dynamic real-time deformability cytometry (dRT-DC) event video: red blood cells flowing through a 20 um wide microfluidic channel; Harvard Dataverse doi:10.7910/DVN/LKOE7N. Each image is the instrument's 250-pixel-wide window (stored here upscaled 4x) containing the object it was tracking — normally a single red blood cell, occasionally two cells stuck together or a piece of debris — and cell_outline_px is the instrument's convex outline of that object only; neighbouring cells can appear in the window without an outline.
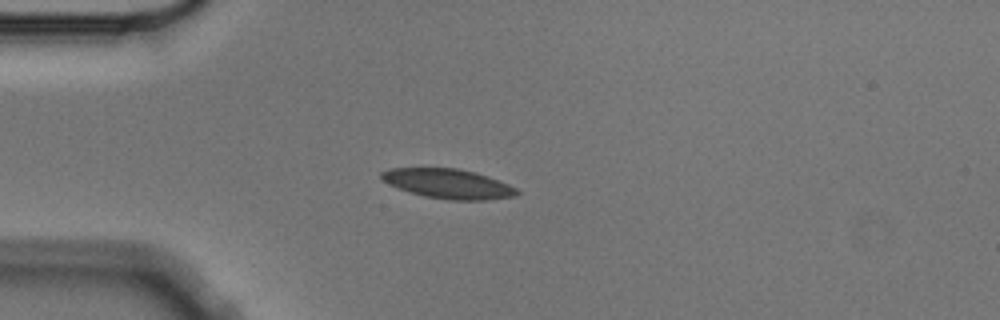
{"species": "Egyptian fruit bat (a non-hibernating species)", "species_latin": "Rousettus aegyptiacus", "temperature_condition": "cold", "stored_images_in_passage": 5, "camera_frame_rate_fps": 3000, "um_per_image_px": 0.085, "animal": {"sex": "male"}, "frame": {"image": 1, "passage_image": 3, "time_ms": 0.667, "image_size_px": [1000, 320], "cell_outline_px": [[520, 192], [516, 196], [484, 200], [452, 200], [424, 196], [388, 184], [380, 180], [380, 172], [388, 168], [460, 168], [476, 172], [488, 176], [508, 184], [516, 188]], "centroid_in_image_um": [38.09, 15.6], "position_along_channel_um": 46.9, "area_um2": 23.41}}
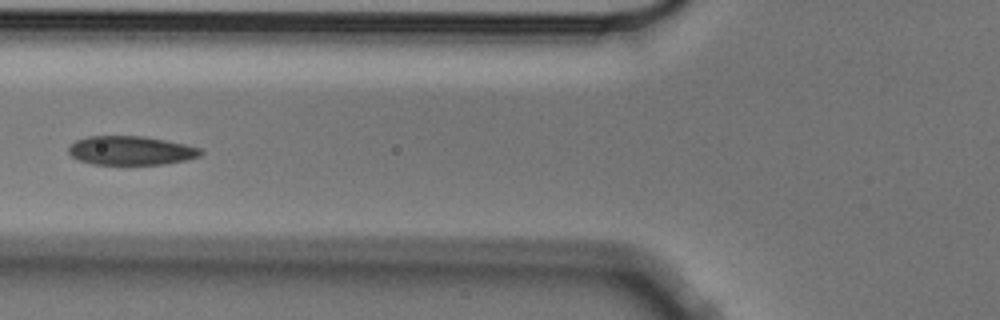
{"frame": {"image": 2, "passage_image": 5, "time_ms": 1.333, "image_size_px": [1000, 320], "cell_outline_px": [[204, 152], [200, 156], [188, 160], [164, 164], [92, 164], [80, 160], [72, 156], [68, 152], [68, 148], [76, 140], [88, 136], [144, 136], [184, 144], [200, 148]], "centroid_in_image_um": [11.15, 12.79], "position_along_channel_um": 114.7, "area_um2": 22.2}}